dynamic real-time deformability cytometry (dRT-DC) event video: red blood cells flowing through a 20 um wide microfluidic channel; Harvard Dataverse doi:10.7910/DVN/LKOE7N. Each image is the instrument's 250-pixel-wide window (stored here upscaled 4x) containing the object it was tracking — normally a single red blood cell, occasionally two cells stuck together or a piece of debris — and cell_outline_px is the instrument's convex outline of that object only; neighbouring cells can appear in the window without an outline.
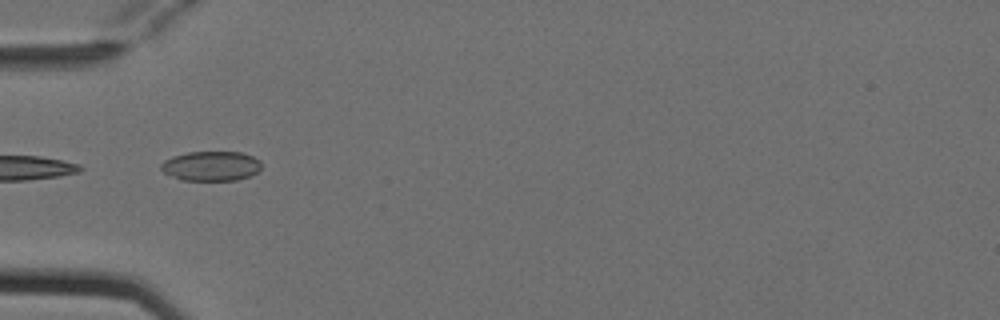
{"species": "Egyptian fruit bat (a non-hibernating species)", "species_latin": "Rousettus aegyptiacus", "temperature_condition": "cold", "stored_images_in_passage": 7, "camera_frame_rate_fps": 3000, "um_per_image_px": 0.085, "animal": {"sex": "female"}, "frame": {"image": 1, "passage_image": 4, "time_ms": 1.0, "image_size_px": [1000, 320], "cell_outline_px": [[260, 168], [256, 172], [248, 176], [236, 180], [180, 180], [164, 172], [160, 168], [160, 164], [164, 160], [172, 156], [188, 152], [240, 152], [252, 156], [260, 160]], "centroid_in_image_um": [17.91, 14.1], "position_along_channel_um": 67.1, "area_um2": 17.28}}
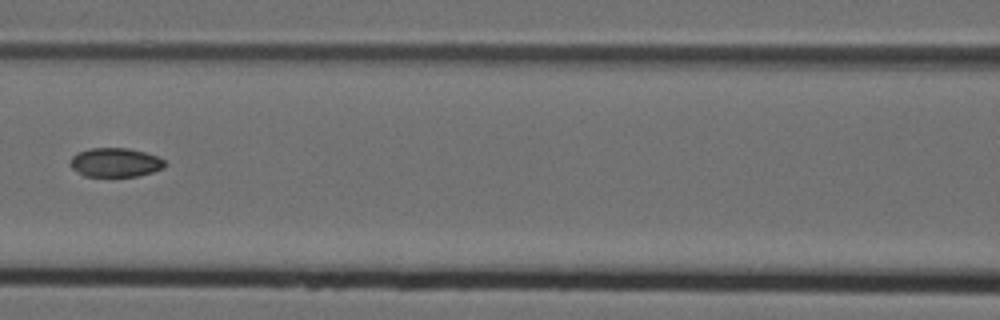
{"frame": {"image": 2, "passage_image": 6, "time_ms": 1.667, "image_size_px": [1000, 320], "cell_outline_px": [[168, 164], [164, 168], [152, 172], [136, 176], [112, 180], [84, 176], [72, 168], [68, 164], [72, 156], [76, 152], [88, 148], [128, 148], [144, 152], [156, 156], [164, 160]], "centroid_in_image_um": [9.76, 13.86], "position_along_channel_um": 156.8, "area_um2": 16.88}}
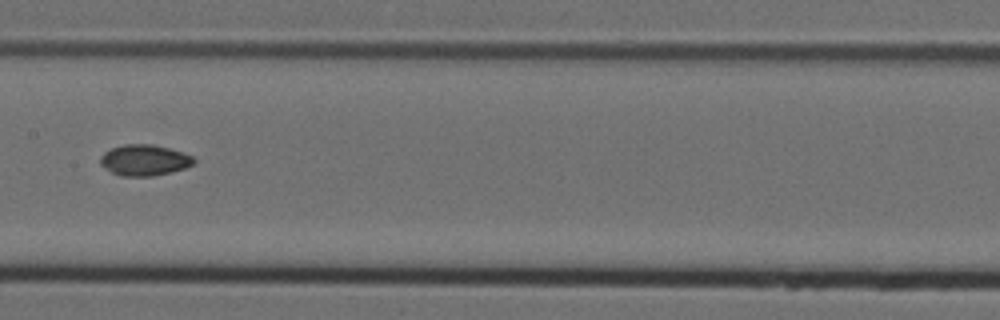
{"frame": {"image": 3, "passage_image": 7, "time_ms": 2.0, "image_size_px": [1000, 320], "cell_outline_px": [[196, 160], [192, 164], [184, 168], [172, 172], [152, 176], [120, 176], [104, 168], [100, 164], [100, 156], [104, 152], [112, 148], [124, 144], [152, 144], [184, 152], [192, 156]], "centroid_in_image_um": [12.26, 13.61], "position_along_channel_um": 195.1, "area_um2": 16.94}}